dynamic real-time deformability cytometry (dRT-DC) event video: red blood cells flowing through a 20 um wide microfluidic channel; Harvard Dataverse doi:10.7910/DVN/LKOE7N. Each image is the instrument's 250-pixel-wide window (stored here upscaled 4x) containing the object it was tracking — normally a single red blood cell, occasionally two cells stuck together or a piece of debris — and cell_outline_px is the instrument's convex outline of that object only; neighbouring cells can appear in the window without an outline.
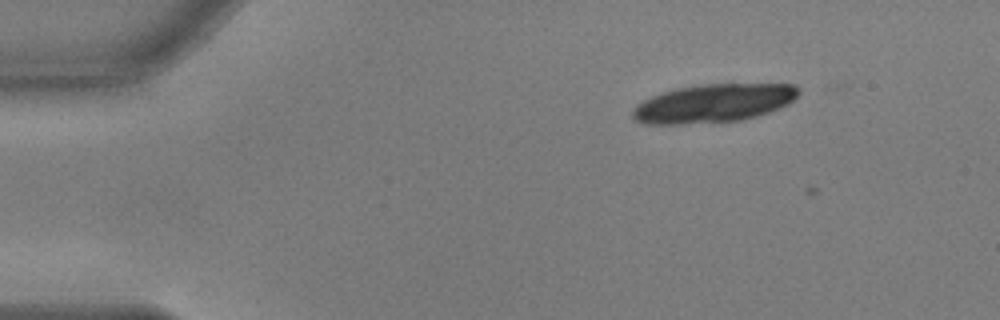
{"species": "common noctule bat (a hibernating species)", "species_latin": "Nyctalus noctula", "temperature_condition": "warm", "stored_images_in_passage": 4, "camera_frame_rate_fps": 3000, "um_per_image_px": 0.085, "animal": {"sex": "male", "body_mass_g": 17.9, "forearm_length_mm": 54.2}, "frame": {"image": 1, "passage_image": 2, "time_ms": 0.333, "image_size_px": [1000, 320], "cell_outline_px": [[800, 92], [788, 104], [768, 112], [756, 116], [740, 120], [680, 124], [644, 124], [636, 120], [632, 116], [632, 112], [636, 104], [660, 92], [676, 88], [700, 84], [792, 84]], "centroid_in_image_um": [60.6, 8.77], "position_along_channel_um": 24.4, "area_um2": 36.88}}